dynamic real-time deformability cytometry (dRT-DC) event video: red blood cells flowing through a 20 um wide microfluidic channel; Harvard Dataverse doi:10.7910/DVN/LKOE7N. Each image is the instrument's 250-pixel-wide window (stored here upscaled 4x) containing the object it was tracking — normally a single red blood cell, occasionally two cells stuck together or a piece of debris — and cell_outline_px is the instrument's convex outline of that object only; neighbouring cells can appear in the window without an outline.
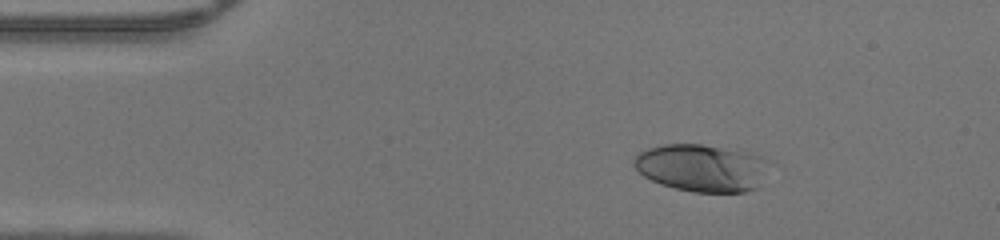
{"species": "human", "species_latin": "Homo sapiens", "temperature_condition": "warm", "stored_images_in_passage": 41, "camera_frame_rate_fps": 3000, "um_per_image_px": 0.085, "donor": {"sex": "male"}, "frame": {"image": 1, "passage_image": 1, "time_ms": 0.0, "image_size_px": [1000, 240], "cell_outline_px": [[768, 160], [756, 188], [744, 192], [692, 192], [660, 184], [644, 176], [632, 164], [632, 160], [636, 152], [648, 148], [664, 144], [700, 144], [748, 152], [760, 156]], "centroid_in_image_um": [59.56, 14.25], "position_along_channel_um": 25.4, "area_um2": 37.05}}
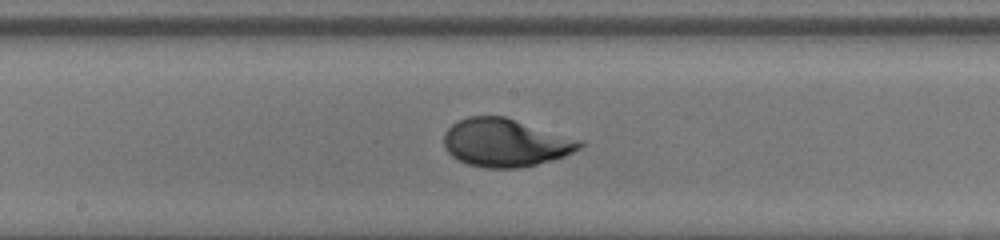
{"frame": {"image": 2, "passage_image": 18, "time_ms": 5.667, "image_size_px": [1000, 240], "cell_outline_px": [[584, 144], [580, 148], [564, 156], [552, 160], [520, 168], [484, 168], [468, 164], [456, 160], [444, 148], [444, 132], [452, 124], [468, 116], [504, 116], [584, 140]], "centroid_in_image_um": [42.96, 12.13], "position_along_channel_um": 205.2, "area_um2": 38.26}}
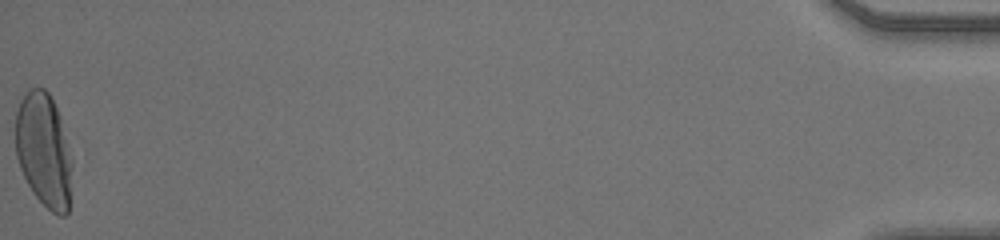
{"frame": {"image": 3, "passage_image": 41, "time_ms": 13.333, "image_size_px": [1000, 240], "cell_outline_px": [[72, 164], [68, 212], [64, 216], [60, 216], [52, 212], [32, 192], [20, 168], [16, 156], [16, 112], [20, 100], [24, 92], [28, 88], [44, 88], [48, 92], [56, 108], [60, 120], [72, 160]], "centroid_in_image_um": [3.7, 12.77], "position_along_channel_um": 431.5, "area_um2": 37.28}}